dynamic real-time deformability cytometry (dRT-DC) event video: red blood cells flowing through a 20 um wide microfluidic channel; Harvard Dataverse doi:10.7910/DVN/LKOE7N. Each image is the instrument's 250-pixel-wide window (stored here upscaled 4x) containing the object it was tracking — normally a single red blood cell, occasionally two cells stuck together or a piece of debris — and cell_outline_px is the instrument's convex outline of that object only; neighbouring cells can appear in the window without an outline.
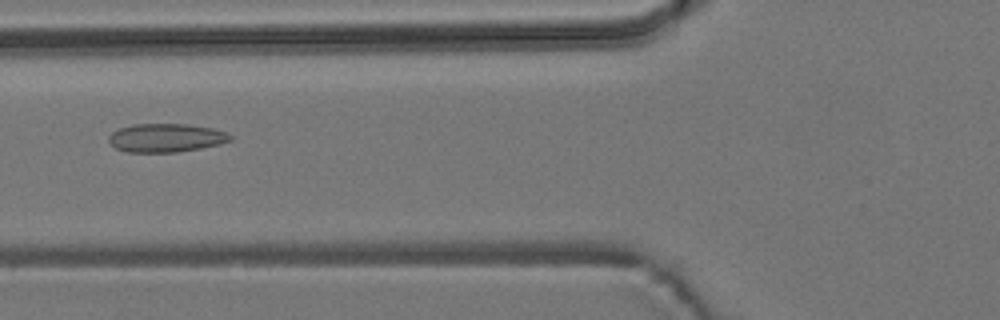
{"species": "common noctule bat (a hibernating species)", "species_latin": "Nyctalus noctula", "temperature_condition": "room temperature", "stored_images_in_passage": 9, "camera_frame_rate_fps": 3000, "um_per_image_px": 0.085, "animal": {"sex": "male", "body_mass_g": 19.2, "forearm_length_mm": 51.8}, "frame": {"image": 1, "passage_image": 6, "time_ms": 6.0, "image_size_px": [1000, 320], "cell_outline_px": [[232, 140], [220, 144], [200, 148], [176, 152], [128, 152], [116, 148], [108, 140], [108, 136], [112, 132], [120, 128], [132, 124], [188, 124], [212, 128], [228, 132], [232, 136]], "centroid_in_image_um": [14.13, 11.71], "position_along_channel_um": 111.7, "area_um2": 20.23}}
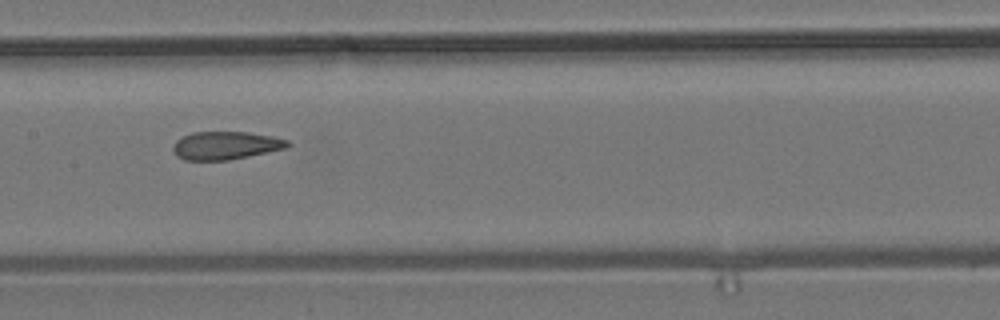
{"frame": {"image": 2, "passage_image": 8, "time_ms": 8.0, "image_size_px": [1000, 320], "cell_outline_px": [[292, 144], [288, 148], [228, 160], [184, 160], [176, 156], [172, 148], [176, 140], [192, 132], [248, 132], [272, 136], [288, 140]], "centroid_in_image_um": [19.2, 12.36], "position_along_channel_um": 188.2, "area_um2": 18.79}}
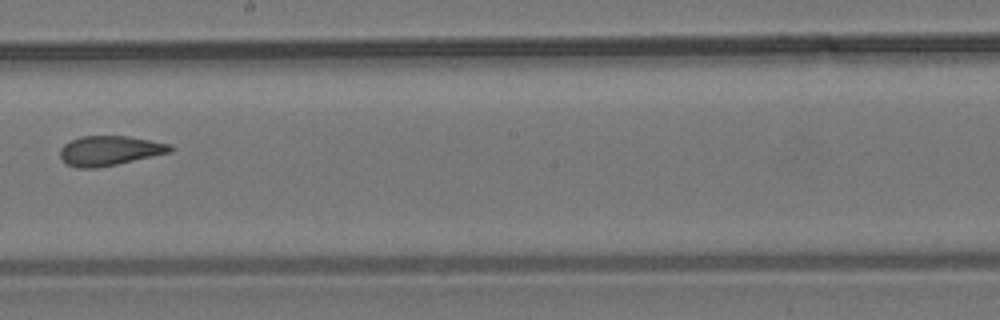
{"frame": {"image": 3, "passage_image": 9, "time_ms": 9.333, "image_size_px": [1000, 320], "cell_outline_px": [[176, 148], [172, 152], [116, 164], [96, 168], [76, 168], [68, 164], [60, 156], [60, 148], [64, 144], [80, 136], [128, 136], [172, 144]], "centroid_in_image_um": [9.36, 12.8], "position_along_channel_um": 238.8, "area_um2": 19.07}}